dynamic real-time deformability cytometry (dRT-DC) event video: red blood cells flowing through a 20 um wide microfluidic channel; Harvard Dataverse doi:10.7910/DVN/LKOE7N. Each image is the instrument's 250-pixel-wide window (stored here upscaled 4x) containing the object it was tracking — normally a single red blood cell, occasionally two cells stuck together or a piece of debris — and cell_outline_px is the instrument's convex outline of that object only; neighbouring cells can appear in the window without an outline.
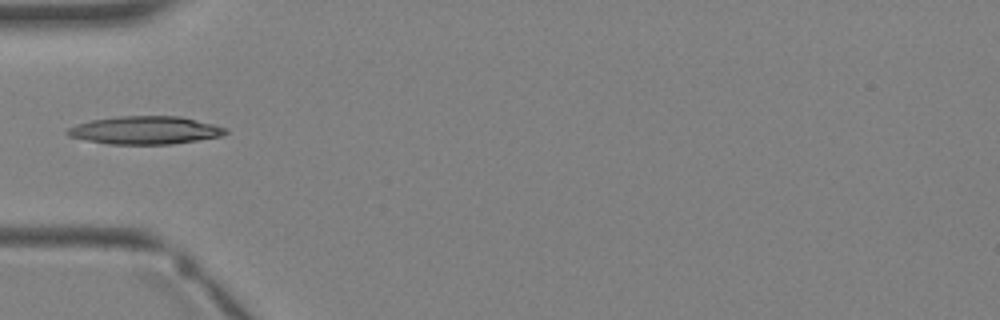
{"species": "Egyptian fruit bat (a non-hibernating species)", "species_latin": "Rousettus aegyptiacus", "temperature_condition": "warm", "stored_images_in_passage": 4, "camera_frame_rate_fps": 3000, "um_per_image_px": 0.085, "animal": {"sex": "female"}, "frame": {"image": 1, "passage_image": 4, "time_ms": 3.667, "image_size_px": [1000, 320], "cell_outline_px": [[228, 132], [220, 136], [172, 144], [108, 144], [68, 136], [64, 132], [68, 128], [76, 124], [92, 120], [116, 116], [180, 116], [228, 128]], "centroid_in_image_um": [12.31, 11.06], "position_along_channel_um": 72.7, "area_um2": 25.66}}